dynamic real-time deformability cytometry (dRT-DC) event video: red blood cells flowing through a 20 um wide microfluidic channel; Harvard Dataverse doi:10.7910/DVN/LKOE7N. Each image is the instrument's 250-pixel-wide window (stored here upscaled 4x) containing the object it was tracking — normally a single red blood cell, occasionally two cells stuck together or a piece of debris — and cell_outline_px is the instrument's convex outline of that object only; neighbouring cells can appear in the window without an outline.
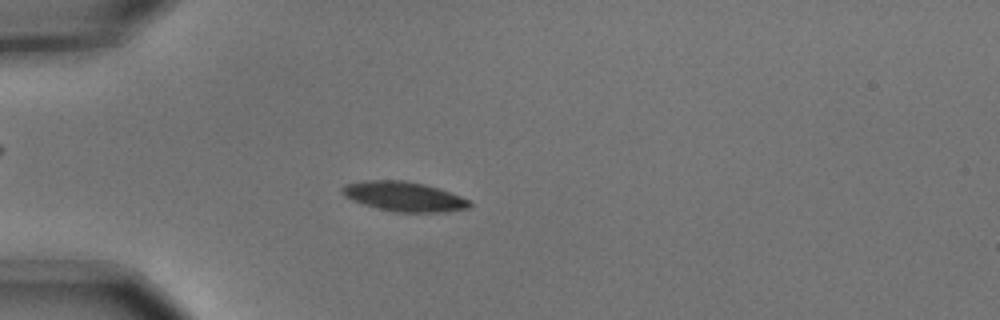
{"species": "common noctule bat (a hibernating species)", "species_latin": "Nyctalus noctula", "temperature_condition": "cold", "stored_images_in_passage": 5, "camera_frame_rate_fps": 3000, "um_per_image_px": 0.085, "animal": {"sex": "male", "body_mass_g": 15.6}, "frame": {"image": 1, "passage_image": 5, "time_ms": 1.333, "image_size_px": [1000, 320], "cell_outline_px": [[472, 204], [468, 208], [448, 212], [396, 212], [364, 204], [352, 200], [344, 196], [340, 192], [340, 188], [344, 184], [364, 180], [408, 180], [424, 184], [460, 196], [468, 200]], "centroid_in_image_um": [34.29, 16.69], "position_along_channel_um": 50.7, "area_um2": 21.96}}